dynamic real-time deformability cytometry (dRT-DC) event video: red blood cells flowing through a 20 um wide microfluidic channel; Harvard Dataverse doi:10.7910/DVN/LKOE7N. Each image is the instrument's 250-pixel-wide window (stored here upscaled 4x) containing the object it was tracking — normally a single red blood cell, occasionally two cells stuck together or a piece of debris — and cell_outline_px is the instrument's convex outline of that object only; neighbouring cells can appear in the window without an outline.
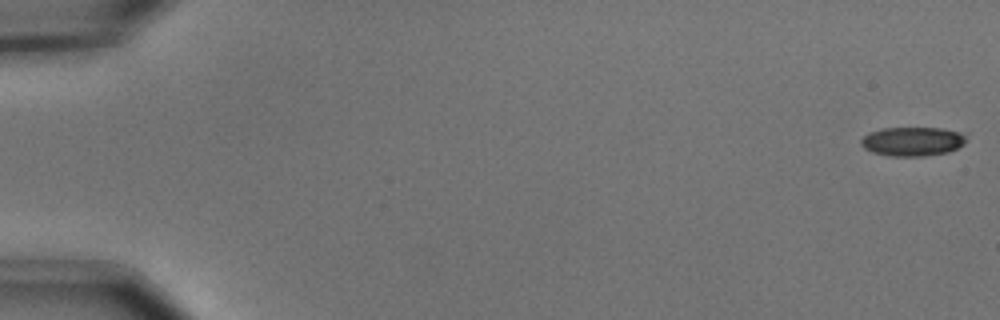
{"species": "common noctule bat (a hibernating species)", "species_latin": "Nyctalus noctula", "temperature_condition": "cold", "stored_images_in_passage": 15, "camera_frame_rate_fps": 3000, "um_per_image_px": 0.085, "animal": {"sex": "male", "body_mass_g": 15.6}, "frame": {"image": 1, "passage_image": 1, "time_ms": 0.0, "image_size_px": [1000, 320], "cell_outline_px": [[968, 132], [964, 144], [948, 152], [924, 156], [888, 156], [872, 152], [864, 148], [860, 144], [860, 140], [868, 132], [884, 128], [940, 128]], "centroid_in_image_um": [77.59, 12.01], "position_along_channel_um": 7.4, "area_um2": 18.09}}
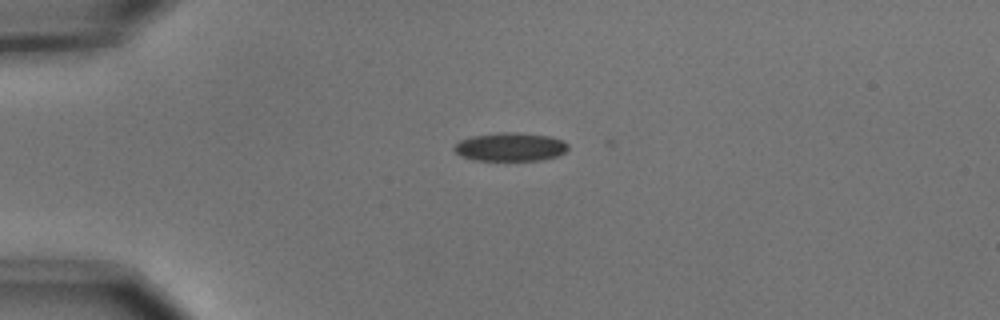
{"frame": {"image": 2, "passage_image": 14, "time_ms": 4.333, "image_size_px": [1000, 320], "cell_outline_px": [[568, 148], [564, 152], [556, 156], [544, 160], [476, 160], [460, 156], [452, 148], [460, 140], [472, 136], [496, 132], [516, 132], [552, 136], [568, 144]], "centroid_in_image_um": [43.36, 12.48], "position_along_channel_um": 41.6, "area_um2": 18.96}}